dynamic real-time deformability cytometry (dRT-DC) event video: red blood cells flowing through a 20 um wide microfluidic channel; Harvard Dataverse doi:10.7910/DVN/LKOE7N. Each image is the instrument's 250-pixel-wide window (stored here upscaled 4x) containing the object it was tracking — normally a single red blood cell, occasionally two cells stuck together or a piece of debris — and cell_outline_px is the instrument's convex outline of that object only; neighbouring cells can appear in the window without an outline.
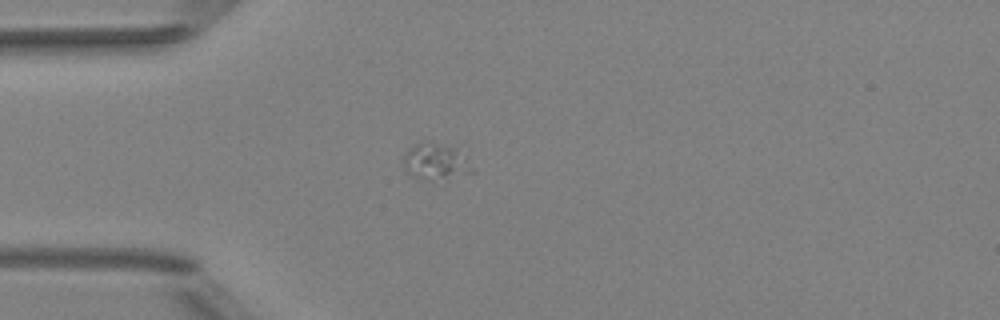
{"species": "Egyptian fruit bat (a non-hibernating species)", "species_latin": "Rousettus aegyptiacus", "temperature_condition": "room temperature", "stored_images_in_passage": 39, "camera_frame_rate_fps": 3000, "um_per_image_px": 0.085, "animal": {"sex": "female"}, "frame": {"image": 1, "passage_image": 1, "time_ms": 0.0, "image_size_px": [1000, 320], "cell_outline_px": [[460, 168], [436, 184], [412, 176], [404, 168], [404, 156], [408, 148], [416, 144], [428, 140], [456, 148]], "centroid_in_image_um": [36.66, 13.7], "position_along_channel_um": 48.3, "area_um2": 12.83}}
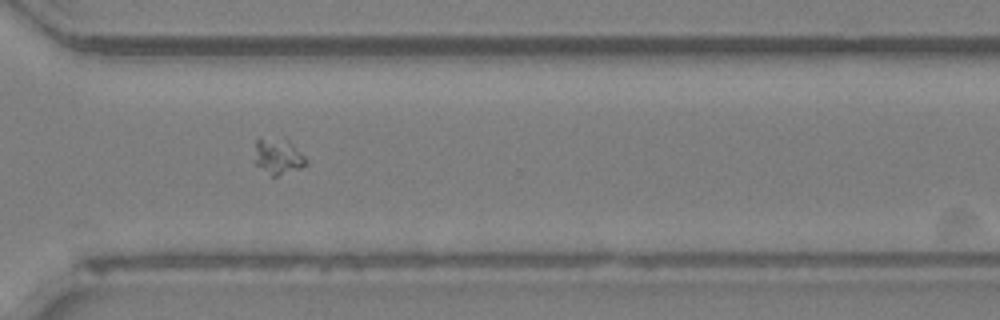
{"frame": {"image": 2, "passage_image": 25, "time_ms": 8.0, "image_size_px": [1000, 320], "cell_outline_px": [[308, 164], [300, 168], [276, 176], [272, 176], [256, 164], [252, 160], [256, 136], [288, 140], [308, 160]], "centroid_in_image_um": [23.57, 13.26], "position_along_channel_um": 347.0, "area_um2": 10.98}}
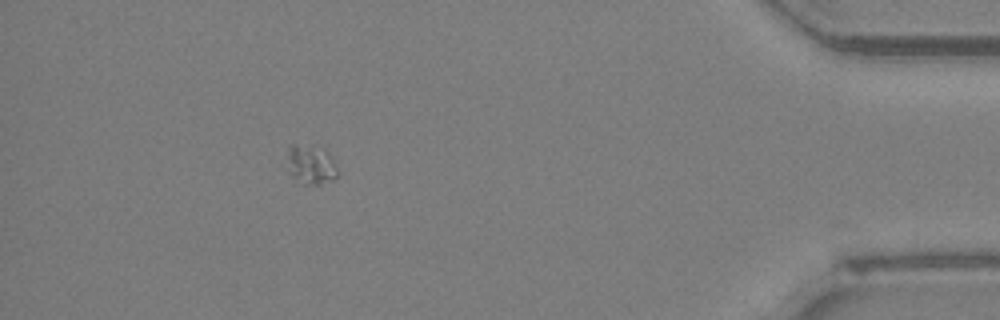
{"frame": {"image": 3, "passage_image": 34, "time_ms": 11.0, "image_size_px": [1000, 320], "cell_outline_px": [[340, 172], [332, 180], [320, 184], [304, 184], [288, 172], [288, 144], [296, 144], [324, 148], [328, 152]], "centroid_in_image_um": [26.44, 13.97], "position_along_channel_um": 408.8, "area_um2": 11.56}}